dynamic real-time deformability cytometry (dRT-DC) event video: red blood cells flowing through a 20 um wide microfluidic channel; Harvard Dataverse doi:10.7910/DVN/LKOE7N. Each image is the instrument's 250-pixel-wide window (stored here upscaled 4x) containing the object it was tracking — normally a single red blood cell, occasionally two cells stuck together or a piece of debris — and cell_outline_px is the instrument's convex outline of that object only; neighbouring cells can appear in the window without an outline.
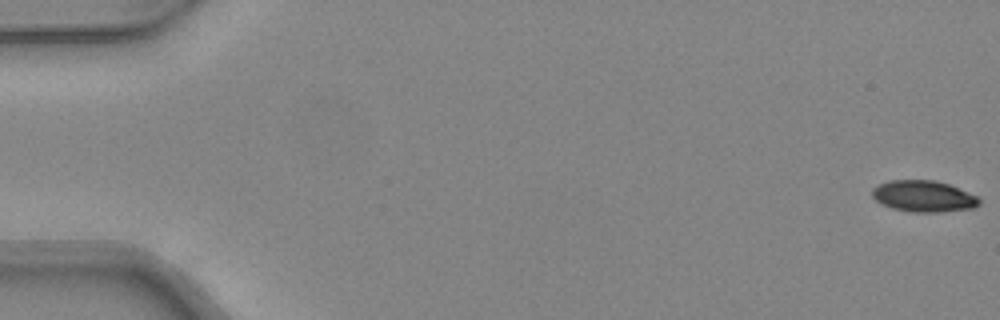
{"species": "common noctule bat (a hibernating species)", "species_latin": "Nyctalus noctula", "temperature_condition": "warm", "stored_images_in_passage": 48, "camera_frame_rate_fps": 3000, "um_per_image_px": 0.085, "animal": {"sex": "female", "body_mass_g": 24.6, "forearm_length_mm": 56.2}, "frame": {"image": 1, "passage_image": 1, "time_ms": 0.0, "image_size_px": [1000, 320], "cell_outline_px": [[980, 204], [972, 208], [940, 212], [912, 212], [892, 208], [880, 204], [872, 196], [872, 188], [888, 180], [936, 180], [948, 184], [976, 196], [980, 200]], "centroid_in_image_um": [78.47, 16.68], "position_along_channel_um": 6.5, "area_um2": 19.48}}
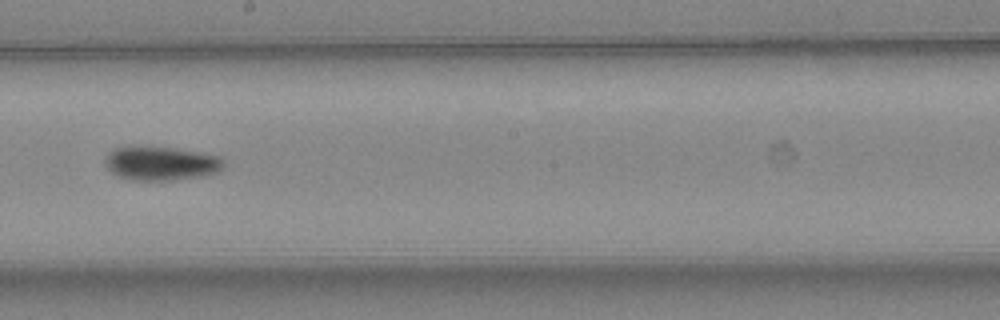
{"frame": {"image": 2, "passage_image": 28, "time_ms": 9.0, "image_size_px": [1000, 320], "cell_outline_px": [[224, 164], [216, 172], [204, 176], [172, 180], [132, 180], [120, 176], [112, 172], [104, 164], [104, 156], [112, 148], [128, 144], [176, 148], [200, 152], [220, 156], [224, 160]], "centroid_in_image_um": [13.62, 13.84], "position_along_channel_um": 234.6, "area_um2": 24.04}}
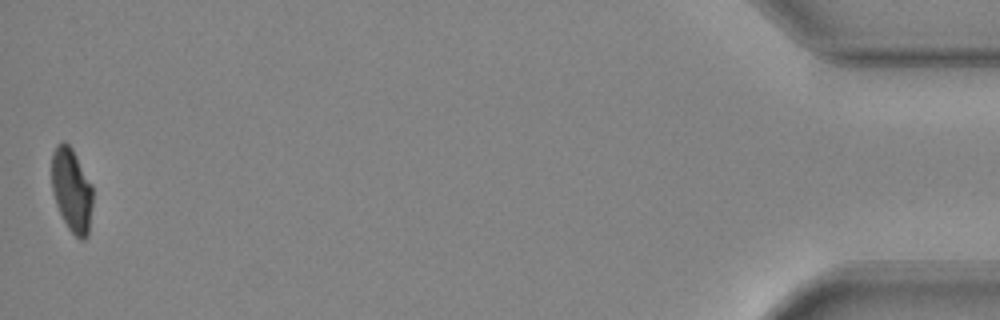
{"frame": {"image": 3, "passage_image": 48, "time_ms": 15.667, "image_size_px": [1000, 320], "cell_outline_px": [[92, 204], [88, 236], [84, 240], [80, 240], [68, 228], [56, 204], [52, 192], [52, 152], [56, 144], [60, 140], [64, 140], [72, 148], [92, 184]], "centroid_in_image_um": [6.09, 16.13], "position_along_channel_um": 429.1, "area_um2": 20.17}, "authors_computed_cell_mechanics": {"area_um2": 21.8484, "velocity_mm_per_s": 4.3522, "shape_relaxation_time_tau1_ms": 5.6772, "shape_relaxation_time_tau2_ms": null, "deformation_change_tau1": 0.1724, "deformation_change_tau2": null}}